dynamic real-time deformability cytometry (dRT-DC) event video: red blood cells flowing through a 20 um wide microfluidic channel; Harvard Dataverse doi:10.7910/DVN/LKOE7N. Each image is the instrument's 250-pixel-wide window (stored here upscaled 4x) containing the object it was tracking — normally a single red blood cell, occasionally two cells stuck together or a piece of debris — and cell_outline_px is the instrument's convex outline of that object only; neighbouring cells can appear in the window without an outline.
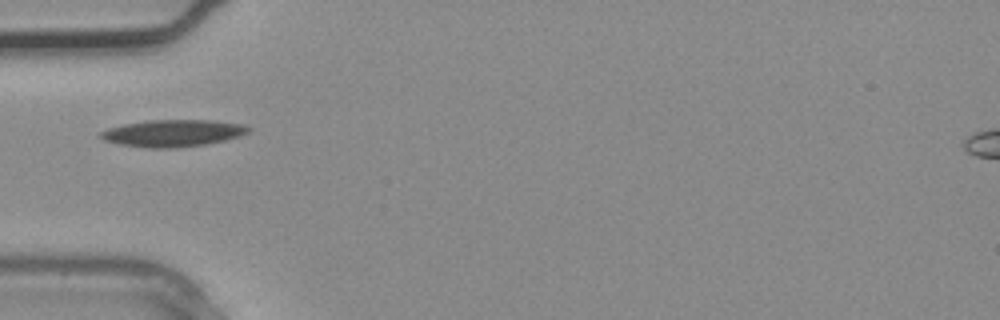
{"species": "common noctule bat (a hibernating species)", "species_latin": "Nyctalus noctula", "temperature_condition": "warm", "stored_images_in_passage": 3, "camera_frame_rate_fps": 3000, "um_per_image_px": 0.085, "animal": {"sex": "male", "body_mass_g": 20.4}, "frame": {"image": 1, "passage_image": 3, "time_ms": 0.667, "image_size_px": [1000, 320], "cell_outline_px": [[252, 128], [248, 132], [240, 136], [224, 140], [204, 144], [176, 148], [144, 148], [120, 144], [104, 140], [100, 136], [100, 132], [108, 128], [124, 124], [148, 120], [212, 120], [244, 124]], "centroid_in_image_um": [14.7, 11.31], "position_along_channel_um": 70.3, "area_um2": 23.24}}